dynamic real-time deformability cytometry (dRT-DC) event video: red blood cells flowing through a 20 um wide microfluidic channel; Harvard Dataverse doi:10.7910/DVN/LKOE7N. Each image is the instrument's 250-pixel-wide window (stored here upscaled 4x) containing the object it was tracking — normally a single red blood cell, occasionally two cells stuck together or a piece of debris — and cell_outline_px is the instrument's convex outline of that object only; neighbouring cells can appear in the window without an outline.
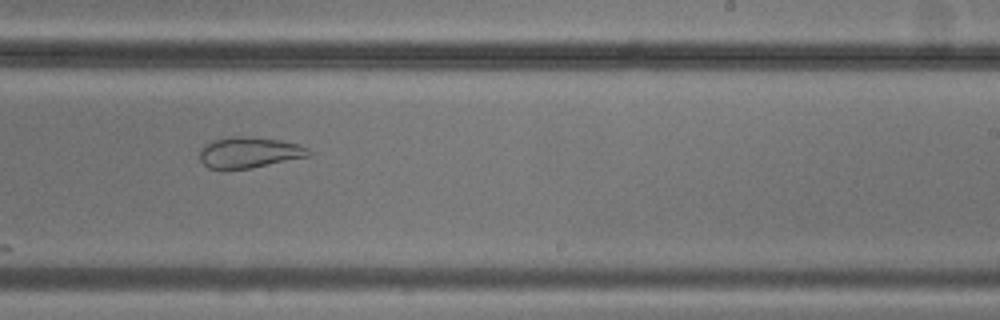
{"species": "common noctule bat (a hibernating species)", "species_latin": "Nyctalus noctula", "temperature_condition": "cold", "stored_images_in_passage": 13, "camera_frame_rate_fps": 3000, "um_per_image_px": 0.085, "animal": {"sex": "male", "body_mass_g": 20.5, "forearm_length_mm": 52.5}, "frame": {"image": 1, "passage_image": 8, "time_ms": 9.0, "image_size_px": [1000, 320], "cell_outline_px": [[312, 152], [308, 156], [252, 168], [208, 168], [200, 160], [200, 148], [204, 144], [212, 140], [236, 136], [248, 136], [280, 140], [300, 144], [308, 148]], "centroid_in_image_um": [21.19, 12.94], "position_along_channel_um": 267.8, "area_um2": 19.54}}
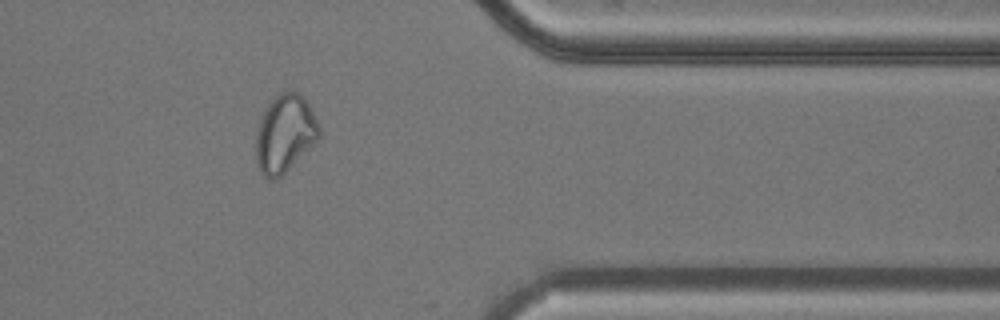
{"frame": {"image": 2, "passage_image": 11, "time_ms": 12.667, "image_size_px": [1000, 320], "cell_outline_px": [[320, 136], [276, 180], [268, 180], [260, 172], [256, 160], [256, 132], [260, 120], [268, 104], [280, 92], [296, 92], [308, 104], [320, 128]], "centroid_in_image_um": [24.17, 11.38], "position_along_channel_um": 387.2, "area_um2": 27.8}}
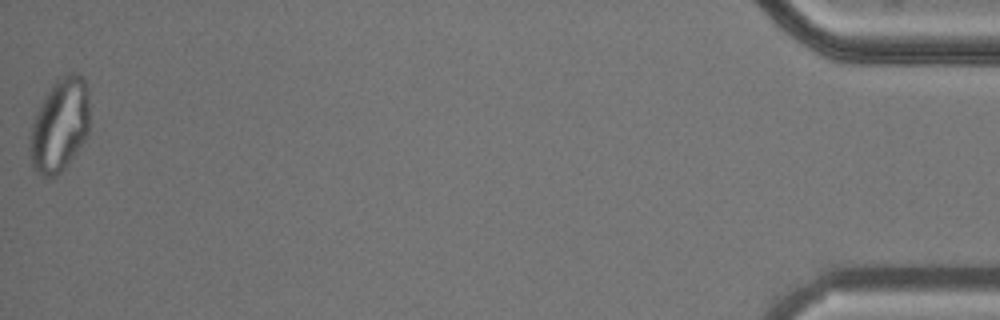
{"frame": {"image": 3, "passage_image": 13, "time_ms": 16.0, "image_size_px": [1000, 320], "cell_outline_px": [[88, 132], [84, 140], [68, 164], [56, 176], [48, 180], [32, 168], [28, 148], [28, 144], [32, 124], [36, 112], [44, 96], [52, 84], [56, 80], [72, 72], [80, 72], [84, 76], [88, 92]], "centroid_in_image_um": [5.05, 10.65], "position_along_channel_um": 430.2, "area_um2": 32.83}, "authors_computed_cell_mechanics": {"area_um2": 27.8018, "velocity_mm_per_s": 3.6785, "shape_relaxation_time_tau1_ms": null, "shape_relaxation_time_tau2_ms": 1.3949, "deformation_change_tau1": null, "deformation_change_tau2": 0.0614}}